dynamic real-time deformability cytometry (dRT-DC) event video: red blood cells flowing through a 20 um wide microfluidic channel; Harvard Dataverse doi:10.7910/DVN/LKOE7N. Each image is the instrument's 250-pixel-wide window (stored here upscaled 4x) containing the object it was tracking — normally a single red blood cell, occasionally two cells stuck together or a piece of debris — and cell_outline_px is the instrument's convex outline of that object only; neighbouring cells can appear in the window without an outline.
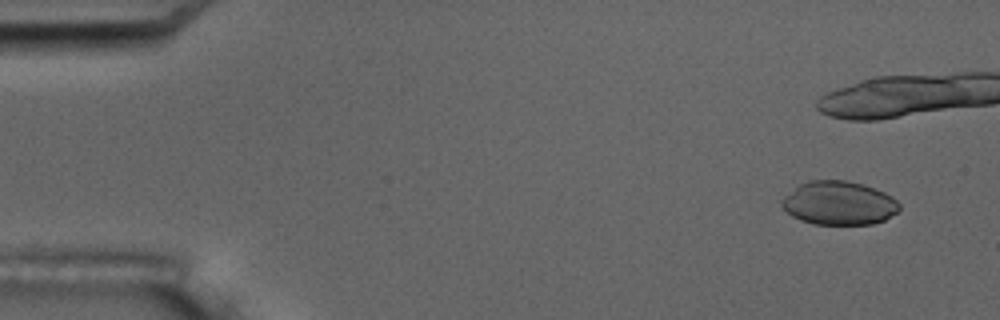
{"species": "common noctule bat (a hibernating species)", "species_latin": "Nyctalus noctula", "temperature_condition": "room temperature", "stored_images_in_passage": 5, "camera_frame_rate_fps": 3000, "um_per_image_px": 0.085, "animal": {"sex": "male", "body_mass_g": 17.5, "forearm_length_mm": 52.3}, "frame": {"image": 1, "passage_image": 1, "time_ms": 0.0, "image_size_px": [1000, 320], "cell_outline_px": [[900, 208], [896, 212], [884, 220], [872, 224], [816, 224], [800, 220], [792, 216], [780, 204], [780, 200], [784, 196], [800, 184], [808, 180], [844, 180], [864, 184], [884, 192], [892, 196], [900, 204]], "centroid_in_image_um": [71.3, 17.25], "position_along_channel_um": 13.7, "area_um2": 29.88}}